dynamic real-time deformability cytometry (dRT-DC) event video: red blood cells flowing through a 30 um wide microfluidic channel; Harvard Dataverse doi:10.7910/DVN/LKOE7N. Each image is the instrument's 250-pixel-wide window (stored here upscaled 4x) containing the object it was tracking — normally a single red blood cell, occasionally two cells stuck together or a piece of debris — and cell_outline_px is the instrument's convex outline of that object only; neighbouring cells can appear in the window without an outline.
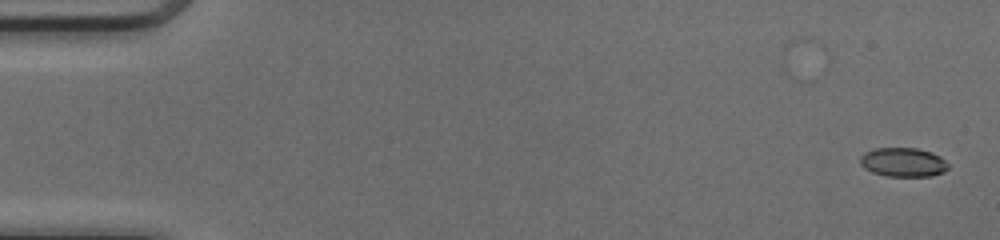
{"species": "common noctule bat (a hibernating species)", "species_latin": "Nyctalus noctula", "temperature_condition": "cold", "stored_images_in_passage": 12, "camera_frame_rate_fps": 3000, "um_per_image_px": 0.085, "animal": {"sex": "female", "body_mass_g": 17.0, "forearm_length_mm": 48.0}, "frame": {"image": 1, "passage_image": 1, "time_ms": 0.0, "image_size_px": [1000, 240], "cell_outline_px": [[948, 168], [944, 172], [932, 176], [888, 176], [872, 172], [864, 168], [860, 164], [860, 156], [864, 152], [876, 148], [916, 148], [932, 152], [940, 156], [948, 164]], "centroid_in_image_um": [76.76, 13.79], "position_along_channel_um": 8.2, "area_um2": 14.97}}